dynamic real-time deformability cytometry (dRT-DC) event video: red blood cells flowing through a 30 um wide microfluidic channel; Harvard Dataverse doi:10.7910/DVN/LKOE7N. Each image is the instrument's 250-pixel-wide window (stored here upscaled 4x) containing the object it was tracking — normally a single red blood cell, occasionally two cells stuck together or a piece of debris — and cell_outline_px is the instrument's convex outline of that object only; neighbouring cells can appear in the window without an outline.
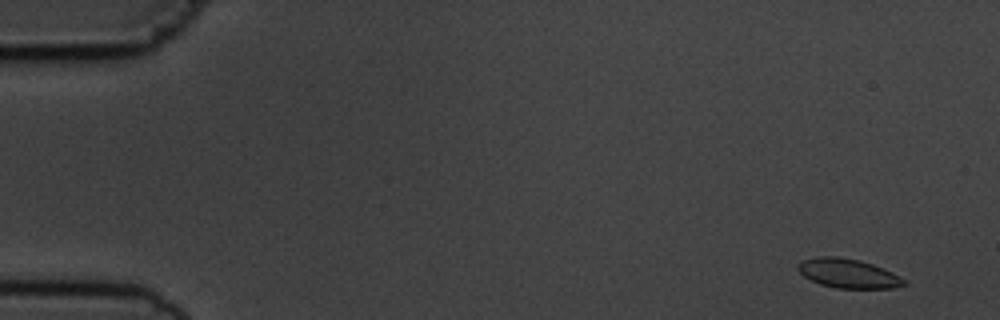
{"species": "common noctule bat (a hibernating species)", "species_latin": "Nyctalus noctula", "temperature_condition": "cold", "stored_images_in_passage": 6, "camera_frame_rate_fps": 3000, "um_per_image_px": 0.085, "animal": {"sex": "male", "body_mass_g": 19.5, "forearm_length_mm": 54.6}, "frame": {"image": 1, "passage_image": 1, "time_ms": 0.0, "image_size_px": [1000, 320], "cell_outline_px": [[908, 284], [892, 288], [836, 288], [820, 284], [804, 276], [796, 268], [796, 264], [804, 260], [816, 256], [836, 256], [860, 260], [884, 268], [900, 276]], "centroid_in_image_um": [72.09, 23.23], "position_along_channel_um": 12.9, "area_um2": 18.09}}
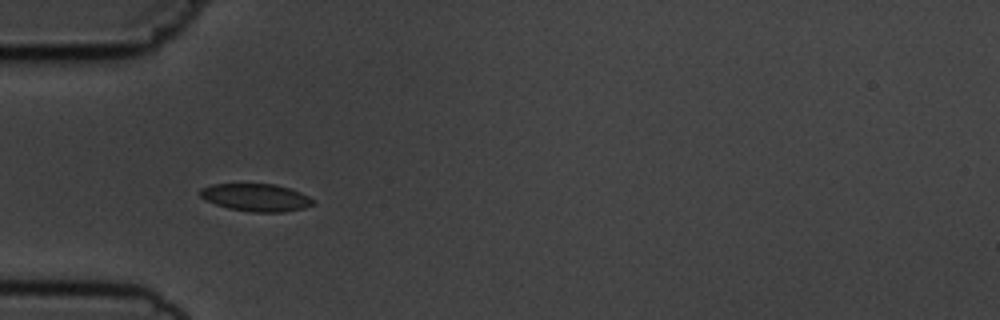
{"frame": {"image": 2, "passage_image": 5, "time_ms": 4.667, "image_size_px": [1000, 320], "cell_outline_px": [[316, 204], [304, 208], [284, 212], [252, 212], [228, 208], [216, 204], [200, 196], [200, 188], [212, 184], [276, 184], [300, 192], [316, 200]], "centroid_in_image_um": [21.81, 16.79], "position_along_channel_um": 63.2, "area_um2": 18.15}}
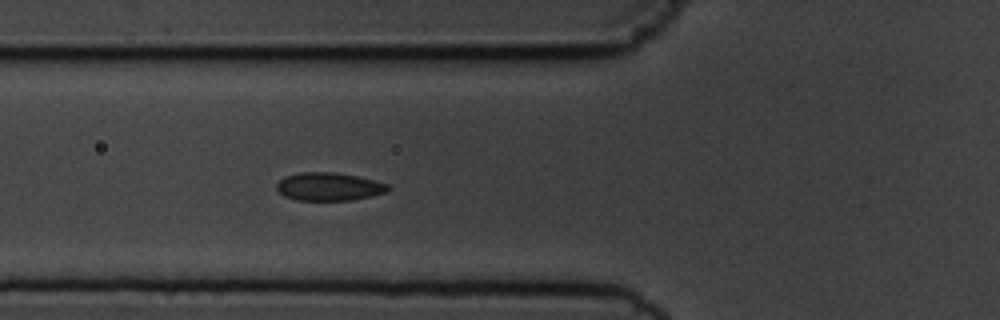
{"frame": {"image": 3, "passage_image": 6, "time_ms": 5.667, "image_size_px": [1000, 320], "cell_outline_px": [[392, 188], [388, 192], [372, 196], [352, 200], [296, 200], [284, 196], [276, 188], [276, 184], [284, 176], [300, 172], [336, 172], [376, 180], [388, 184]], "centroid_in_image_um": [27.99, 15.86], "position_along_channel_um": 97.8, "area_um2": 18.44}}